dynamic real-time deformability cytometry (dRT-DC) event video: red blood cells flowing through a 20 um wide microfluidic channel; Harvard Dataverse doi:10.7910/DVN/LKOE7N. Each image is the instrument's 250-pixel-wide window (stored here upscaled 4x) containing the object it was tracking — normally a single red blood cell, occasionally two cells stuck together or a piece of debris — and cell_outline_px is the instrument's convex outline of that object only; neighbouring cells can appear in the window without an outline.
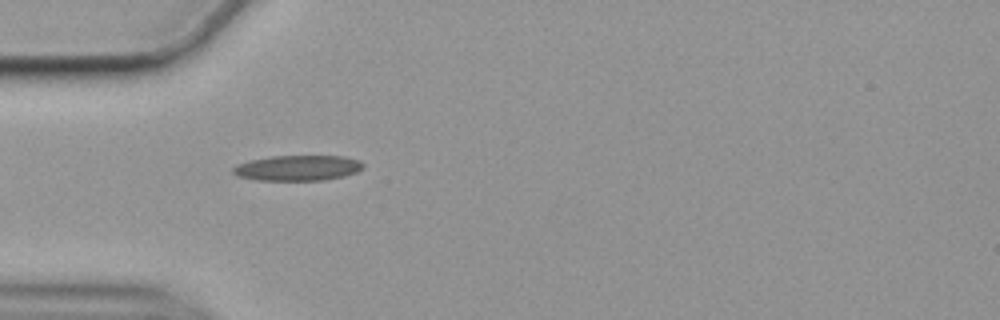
{"species": "common noctule bat (a hibernating species)", "species_latin": "Nyctalus noctula", "temperature_condition": "cold", "stored_images_in_passage": 40, "camera_frame_rate_fps": 3000, "um_per_image_px": 0.085, "animal": {"sex": "female", "body_mass_g": 19.9}, "frame": {"image": 1, "passage_image": 1, "time_ms": 0.0, "image_size_px": [1000, 320], "cell_outline_px": [[364, 168], [356, 172], [344, 176], [324, 180], [256, 180], [236, 176], [232, 172], [232, 168], [236, 164], [248, 160], [272, 156], [344, 156], [360, 160], [364, 164]], "centroid_in_image_um": [25.29, 14.27], "position_along_channel_um": 59.7, "area_um2": 19.48}}
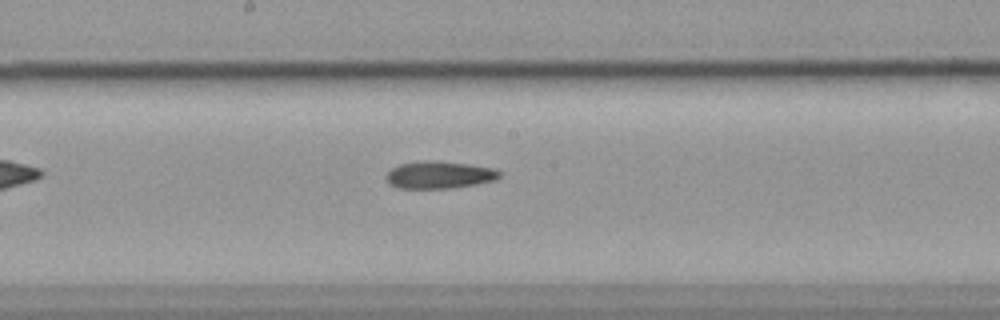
{"frame": {"image": 2, "passage_image": 14, "time_ms": 4.333, "image_size_px": [1000, 320], "cell_outline_px": [[500, 176], [496, 180], [476, 184], [452, 188], [396, 188], [388, 184], [384, 176], [392, 168], [400, 164], [424, 160], [432, 160], [468, 164], [496, 168], [500, 172]], "centroid_in_image_um": [37.32, 14.86], "position_along_channel_um": 210.9, "area_um2": 18.21}}
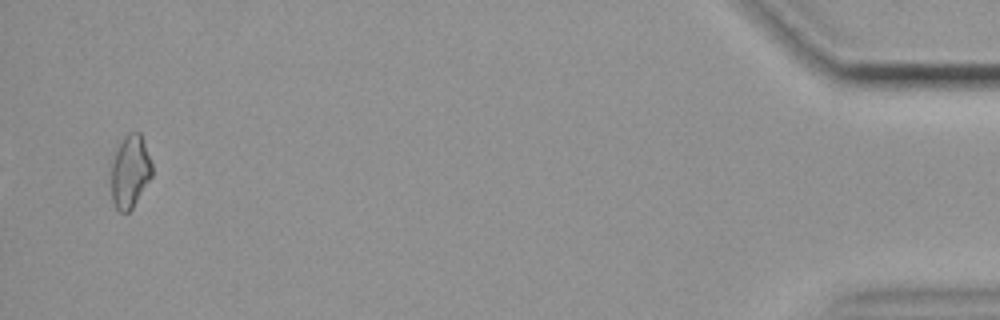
{"frame": {"image": 3, "passage_image": 39, "time_ms": 12.667, "image_size_px": [1000, 320], "cell_outline_px": [[152, 176], [132, 208], [128, 212], [120, 212], [116, 208], [112, 200], [108, 176], [112, 152], [116, 140], [128, 132], [140, 132], [152, 164]], "centroid_in_image_um": [10.96, 14.51], "position_along_channel_um": 424.2, "area_um2": 18.44}}